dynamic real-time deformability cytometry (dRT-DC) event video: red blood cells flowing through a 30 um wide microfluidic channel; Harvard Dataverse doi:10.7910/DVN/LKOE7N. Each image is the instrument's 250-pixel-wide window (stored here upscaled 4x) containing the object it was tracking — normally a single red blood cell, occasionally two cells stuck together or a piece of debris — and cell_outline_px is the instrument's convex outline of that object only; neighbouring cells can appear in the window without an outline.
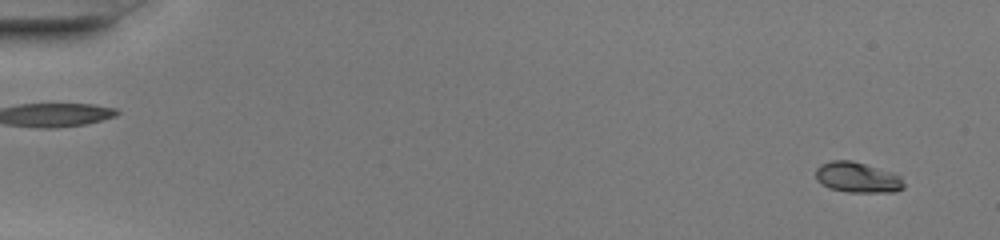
{"species": "common noctule bat (a hibernating species)", "species_latin": "Nyctalus noctula", "temperature_condition": "warm", "stored_images_in_passage": 51, "camera_frame_rate_fps": 3000, "um_per_image_px": 0.085, "animal": {"sex": "female", "body_mass_g": 20.0, "forearm_length_mm": 54.0}, "frame": {"image": 1, "passage_image": 4, "time_ms": 1.0, "image_size_px": [1000, 240], "cell_outline_px": [[904, 188], [896, 192], [848, 192], [828, 188], [820, 184], [816, 180], [816, 168], [820, 164], [832, 160], [852, 160], [892, 172], [900, 176], [904, 184]], "centroid_in_image_um": [72.86, 15.08], "position_along_channel_um": 12.1, "area_um2": 15.84}}
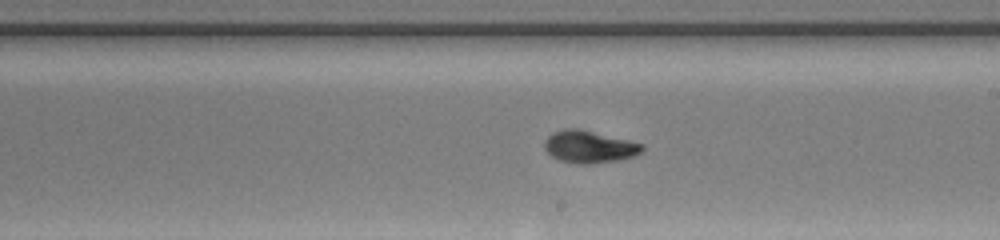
{"frame": {"image": 2, "passage_image": 31, "time_ms": 10.0, "image_size_px": [1000, 240], "cell_outline_px": [[644, 148], [636, 156], [620, 160], [592, 164], [580, 164], [560, 160], [552, 156], [544, 148], [544, 140], [552, 132], [564, 128], [576, 128], [628, 140], [644, 144]], "centroid_in_image_um": [50.08, 12.48], "position_along_channel_um": 238.9, "area_um2": 18.38}}
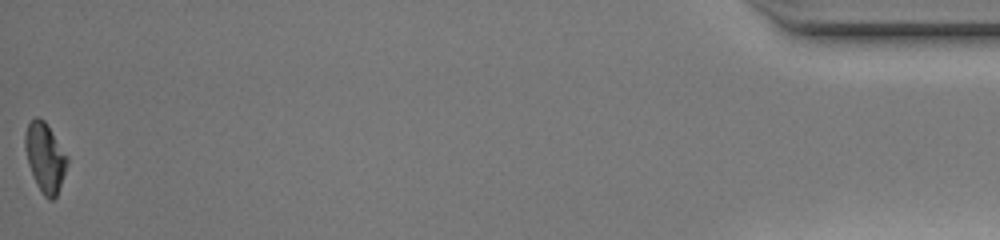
{"frame": {"image": 3, "passage_image": 51, "time_ms": 16.667, "image_size_px": [1000, 240], "cell_outline_px": [[68, 164], [56, 196], [52, 200], [48, 200], [44, 196], [36, 184], [28, 164], [24, 148], [24, 136], [28, 124], [36, 116], [44, 120], [68, 156]], "centroid_in_image_um": [3.82, 13.39], "position_along_channel_um": 431.4, "area_um2": 16.94}, "authors_computed_cell_mechanics": {"area_um2": 17.1666, "velocity_mm_per_s": 4.2448, "shape_relaxation_time_tau1_ms": 4.2041, "shape_relaxation_time_tau2_ms": null, "deformation_change_tau1": 0.2261, "deformation_change_tau2": null}}